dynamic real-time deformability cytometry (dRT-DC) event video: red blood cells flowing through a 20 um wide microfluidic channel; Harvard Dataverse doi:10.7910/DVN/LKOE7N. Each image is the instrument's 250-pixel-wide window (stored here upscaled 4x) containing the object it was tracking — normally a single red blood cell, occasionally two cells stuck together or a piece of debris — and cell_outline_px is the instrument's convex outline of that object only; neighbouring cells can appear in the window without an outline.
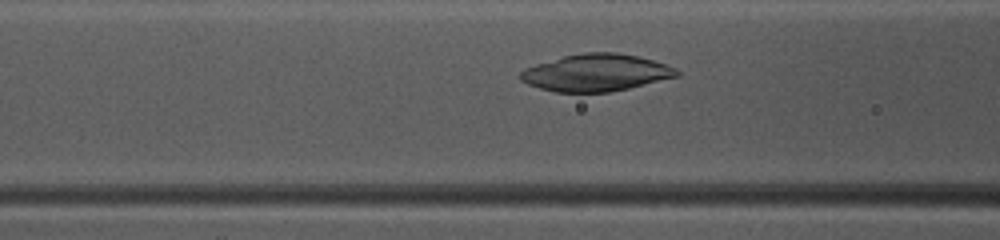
{"species": "common noctule bat (a hibernating species)", "species_latin": "Nyctalus noctula", "temperature_condition": "warm", "stored_images_in_passage": 41, "camera_frame_rate_fps": 3000, "um_per_image_px": 0.085, "animal": {"sex": "female", "body_mass_g": 10.0, "forearm_length_mm": 53.1}, "frame": {"image": 1, "passage_image": 20, "time_ms": 6.333, "image_size_px": [1000, 240], "cell_outline_px": [[680, 76], [628, 88], [608, 92], [556, 92], [540, 88], [528, 84], [520, 80], [520, 72], [524, 68], [536, 64], [564, 56], [584, 52], [616, 52], [640, 56], [676, 68], [680, 72]], "centroid_in_image_um": [50.67, 6.17], "position_along_channel_um": 115.9, "area_um2": 33.76}}
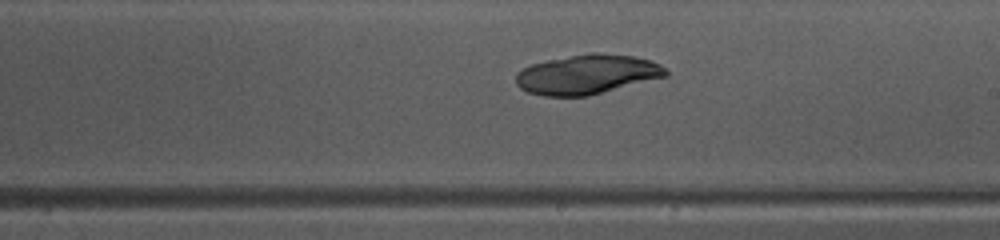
{"frame": {"image": 2, "passage_image": 29, "time_ms": 9.333, "image_size_px": [1000, 240], "cell_outline_px": [[668, 76], [588, 96], [544, 96], [528, 92], [520, 88], [516, 84], [516, 72], [532, 64], [548, 60], [592, 52], [596, 52], [632, 56], [652, 60], [660, 64], [668, 72]], "centroid_in_image_um": [49.92, 6.33], "position_along_channel_um": 239.1, "area_um2": 34.51}}
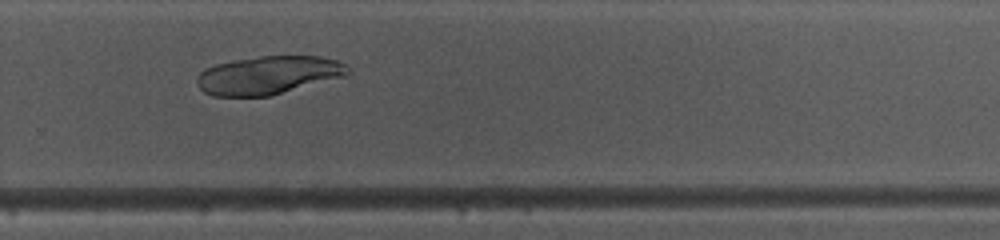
{"frame": {"image": 3, "passage_image": 34, "time_ms": 11.0, "image_size_px": [1000, 240], "cell_outline_px": [[352, 72], [348, 76], [268, 96], [212, 96], [204, 92], [200, 88], [196, 80], [200, 72], [204, 68], [216, 64], [236, 60], [260, 56], [320, 56], [336, 60], [344, 64]], "centroid_in_image_um": [22.83, 6.39], "position_along_channel_um": 307.0, "area_um2": 33.7}}